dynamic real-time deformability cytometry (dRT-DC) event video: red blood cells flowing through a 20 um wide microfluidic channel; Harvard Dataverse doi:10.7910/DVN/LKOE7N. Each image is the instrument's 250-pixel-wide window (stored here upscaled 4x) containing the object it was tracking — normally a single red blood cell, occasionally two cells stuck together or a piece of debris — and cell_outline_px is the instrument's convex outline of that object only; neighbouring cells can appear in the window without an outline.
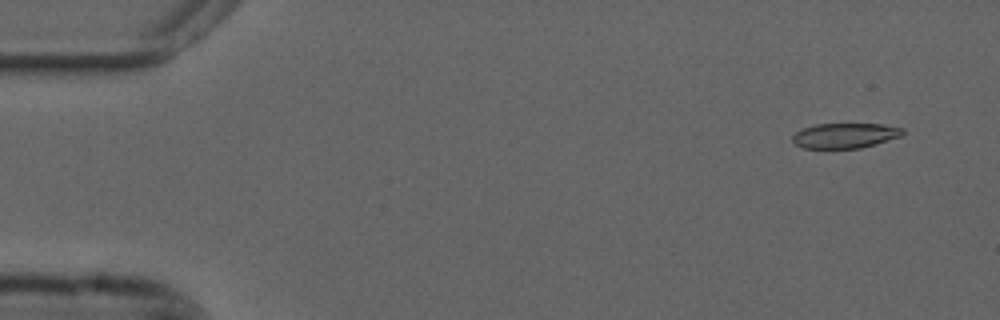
{"species": "common noctule bat (a hibernating species)", "species_latin": "Nyctalus noctula", "temperature_condition": "cold", "stored_images_in_passage": 38, "camera_frame_rate_fps": 3000, "um_per_image_px": 0.085, "animal": {"sex": "male", "forearm_length_mm": 52.5}, "frame": {"image": 1, "passage_image": 1, "time_ms": 0.0, "image_size_px": [1000, 320], "cell_outline_px": [[904, 132], [900, 136], [876, 144], [860, 148], [804, 148], [796, 144], [792, 140], [792, 136], [796, 132], [804, 128], [816, 124], [880, 124], [904, 128]], "centroid_in_image_um": [71.83, 11.52], "position_along_channel_um": 13.2, "area_um2": 15.95}}
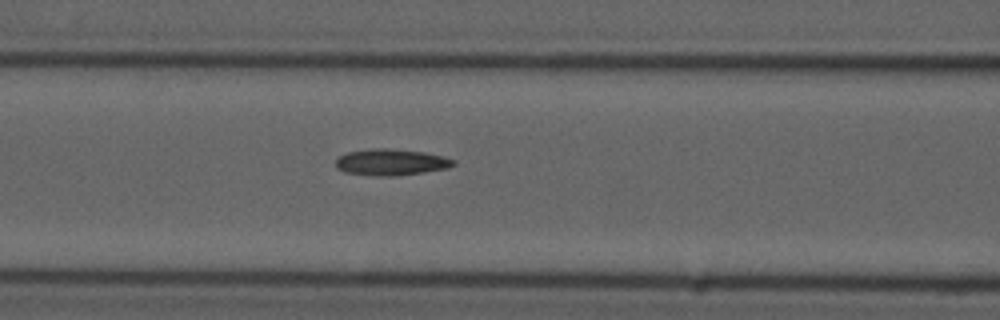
{"frame": {"image": 2, "passage_image": 20, "time_ms": 6.333, "image_size_px": [1000, 320], "cell_outline_px": [[456, 164], [448, 168], [424, 172], [396, 176], [376, 176], [344, 172], [336, 168], [336, 160], [340, 156], [348, 152], [372, 148], [384, 148], [424, 152], [456, 160]], "centroid_in_image_um": [33.23, 13.79], "position_along_channel_um": 133.4, "area_um2": 18.03}}
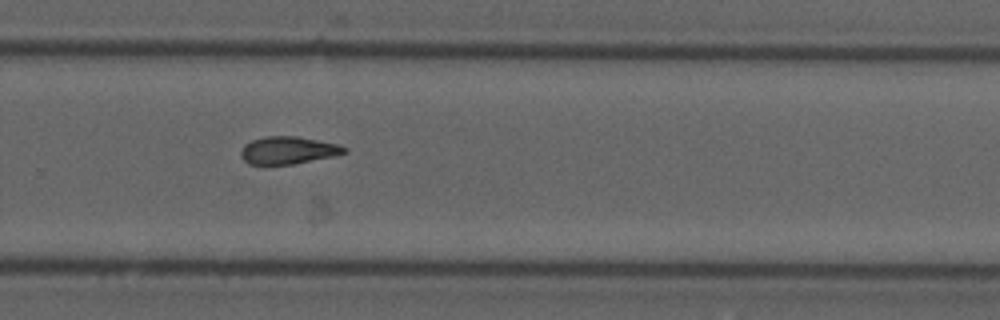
{"frame": {"image": 3, "passage_image": 34, "time_ms": 11.0, "image_size_px": [1000, 320], "cell_outline_px": [[348, 152], [336, 156], [292, 164], [264, 168], [248, 164], [240, 156], [240, 152], [244, 144], [252, 140], [264, 136], [296, 136], [340, 144], [348, 148]], "centroid_in_image_um": [24.46, 12.81], "position_along_channel_um": 305.3, "area_um2": 17.4}}